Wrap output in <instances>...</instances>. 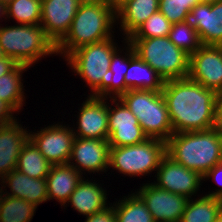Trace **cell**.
Returning a JSON list of instances; mask_svg holds the SVG:
<instances>
[{
	"label": "cell",
	"mask_w": 222,
	"mask_h": 222,
	"mask_svg": "<svg viewBox=\"0 0 222 222\" xmlns=\"http://www.w3.org/2000/svg\"><path fill=\"white\" fill-rule=\"evenodd\" d=\"M173 133L216 127L217 94L189 77L165 81L162 89Z\"/></svg>",
	"instance_id": "1"
},
{
	"label": "cell",
	"mask_w": 222,
	"mask_h": 222,
	"mask_svg": "<svg viewBox=\"0 0 222 222\" xmlns=\"http://www.w3.org/2000/svg\"><path fill=\"white\" fill-rule=\"evenodd\" d=\"M166 154L203 177L222 162V131L214 127L203 131L173 133L166 141Z\"/></svg>",
	"instance_id": "2"
},
{
	"label": "cell",
	"mask_w": 222,
	"mask_h": 222,
	"mask_svg": "<svg viewBox=\"0 0 222 222\" xmlns=\"http://www.w3.org/2000/svg\"><path fill=\"white\" fill-rule=\"evenodd\" d=\"M115 25L116 14L111 7L81 3L68 33L56 45L57 55L65 59L81 46L112 37Z\"/></svg>",
	"instance_id": "3"
},
{
	"label": "cell",
	"mask_w": 222,
	"mask_h": 222,
	"mask_svg": "<svg viewBox=\"0 0 222 222\" xmlns=\"http://www.w3.org/2000/svg\"><path fill=\"white\" fill-rule=\"evenodd\" d=\"M0 48L16 63L34 67L42 58L56 56V45L39 25L1 26Z\"/></svg>",
	"instance_id": "4"
},
{
	"label": "cell",
	"mask_w": 222,
	"mask_h": 222,
	"mask_svg": "<svg viewBox=\"0 0 222 222\" xmlns=\"http://www.w3.org/2000/svg\"><path fill=\"white\" fill-rule=\"evenodd\" d=\"M114 38L113 35L106 40L81 46L65 58L71 72L80 76L89 86V95L96 96L105 87L112 55L119 47H123L118 46Z\"/></svg>",
	"instance_id": "5"
},
{
	"label": "cell",
	"mask_w": 222,
	"mask_h": 222,
	"mask_svg": "<svg viewBox=\"0 0 222 222\" xmlns=\"http://www.w3.org/2000/svg\"><path fill=\"white\" fill-rule=\"evenodd\" d=\"M127 40L136 55L149 64L164 81L188 77L190 55L173 44L168 36Z\"/></svg>",
	"instance_id": "6"
},
{
	"label": "cell",
	"mask_w": 222,
	"mask_h": 222,
	"mask_svg": "<svg viewBox=\"0 0 222 222\" xmlns=\"http://www.w3.org/2000/svg\"><path fill=\"white\" fill-rule=\"evenodd\" d=\"M119 99L137 117L148 138L166 142L171 137L173 128L162 92L128 90Z\"/></svg>",
	"instance_id": "7"
},
{
	"label": "cell",
	"mask_w": 222,
	"mask_h": 222,
	"mask_svg": "<svg viewBox=\"0 0 222 222\" xmlns=\"http://www.w3.org/2000/svg\"><path fill=\"white\" fill-rule=\"evenodd\" d=\"M165 154L166 142L155 138L135 145L110 147L109 169L133 178L150 175L157 171Z\"/></svg>",
	"instance_id": "8"
},
{
	"label": "cell",
	"mask_w": 222,
	"mask_h": 222,
	"mask_svg": "<svg viewBox=\"0 0 222 222\" xmlns=\"http://www.w3.org/2000/svg\"><path fill=\"white\" fill-rule=\"evenodd\" d=\"M54 123L47 127L44 125L45 127L39 131L29 130V139L51 165L67 164L75 135L68 123L67 125L63 124V121Z\"/></svg>",
	"instance_id": "9"
},
{
	"label": "cell",
	"mask_w": 222,
	"mask_h": 222,
	"mask_svg": "<svg viewBox=\"0 0 222 222\" xmlns=\"http://www.w3.org/2000/svg\"><path fill=\"white\" fill-rule=\"evenodd\" d=\"M108 102H110L108 103L110 147L130 146L144 142L148 137L143 132L137 117L119 98H110V100L108 98Z\"/></svg>",
	"instance_id": "10"
},
{
	"label": "cell",
	"mask_w": 222,
	"mask_h": 222,
	"mask_svg": "<svg viewBox=\"0 0 222 222\" xmlns=\"http://www.w3.org/2000/svg\"><path fill=\"white\" fill-rule=\"evenodd\" d=\"M154 173L156 180L152 182L154 185L188 199L195 198L203 183L202 176L198 172L178 164L167 154L162 157Z\"/></svg>",
	"instance_id": "11"
},
{
	"label": "cell",
	"mask_w": 222,
	"mask_h": 222,
	"mask_svg": "<svg viewBox=\"0 0 222 222\" xmlns=\"http://www.w3.org/2000/svg\"><path fill=\"white\" fill-rule=\"evenodd\" d=\"M188 77L216 94L222 92V46L202 45L190 55Z\"/></svg>",
	"instance_id": "12"
},
{
	"label": "cell",
	"mask_w": 222,
	"mask_h": 222,
	"mask_svg": "<svg viewBox=\"0 0 222 222\" xmlns=\"http://www.w3.org/2000/svg\"><path fill=\"white\" fill-rule=\"evenodd\" d=\"M139 189V190H138ZM135 192L142 198L155 222H180L188 198L143 183Z\"/></svg>",
	"instance_id": "13"
},
{
	"label": "cell",
	"mask_w": 222,
	"mask_h": 222,
	"mask_svg": "<svg viewBox=\"0 0 222 222\" xmlns=\"http://www.w3.org/2000/svg\"><path fill=\"white\" fill-rule=\"evenodd\" d=\"M109 157L110 145L108 139L75 137L68 164L82 175L86 176V173L91 175L95 172H99L100 175L109 170Z\"/></svg>",
	"instance_id": "14"
},
{
	"label": "cell",
	"mask_w": 222,
	"mask_h": 222,
	"mask_svg": "<svg viewBox=\"0 0 222 222\" xmlns=\"http://www.w3.org/2000/svg\"><path fill=\"white\" fill-rule=\"evenodd\" d=\"M85 99L78 109L76 127H72L75 137L108 139V98L87 95Z\"/></svg>",
	"instance_id": "15"
},
{
	"label": "cell",
	"mask_w": 222,
	"mask_h": 222,
	"mask_svg": "<svg viewBox=\"0 0 222 222\" xmlns=\"http://www.w3.org/2000/svg\"><path fill=\"white\" fill-rule=\"evenodd\" d=\"M80 0H42L40 25L57 45L68 33Z\"/></svg>",
	"instance_id": "16"
},
{
	"label": "cell",
	"mask_w": 222,
	"mask_h": 222,
	"mask_svg": "<svg viewBox=\"0 0 222 222\" xmlns=\"http://www.w3.org/2000/svg\"><path fill=\"white\" fill-rule=\"evenodd\" d=\"M184 22L198 32L202 45L222 46V1L199 3Z\"/></svg>",
	"instance_id": "17"
},
{
	"label": "cell",
	"mask_w": 222,
	"mask_h": 222,
	"mask_svg": "<svg viewBox=\"0 0 222 222\" xmlns=\"http://www.w3.org/2000/svg\"><path fill=\"white\" fill-rule=\"evenodd\" d=\"M0 182L2 194L26 200L36 207L49 201L46 178H30L14 169ZM7 187L10 192L5 189Z\"/></svg>",
	"instance_id": "18"
},
{
	"label": "cell",
	"mask_w": 222,
	"mask_h": 222,
	"mask_svg": "<svg viewBox=\"0 0 222 222\" xmlns=\"http://www.w3.org/2000/svg\"><path fill=\"white\" fill-rule=\"evenodd\" d=\"M17 120L0 126V180L16 169L18 157L29 139V129Z\"/></svg>",
	"instance_id": "19"
},
{
	"label": "cell",
	"mask_w": 222,
	"mask_h": 222,
	"mask_svg": "<svg viewBox=\"0 0 222 222\" xmlns=\"http://www.w3.org/2000/svg\"><path fill=\"white\" fill-rule=\"evenodd\" d=\"M93 179V177L90 180L89 177L88 179H85V177L81 179L78 186L71 193L66 204L63 206L64 209L67 205L69 207L70 203L73 210H76L80 215L82 214L87 217L93 215L95 212L105 209L108 204H111L107 202V195L109 194H107L106 189L102 187L104 184Z\"/></svg>",
	"instance_id": "20"
},
{
	"label": "cell",
	"mask_w": 222,
	"mask_h": 222,
	"mask_svg": "<svg viewBox=\"0 0 222 222\" xmlns=\"http://www.w3.org/2000/svg\"><path fill=\"white\" fill-rule=\"evenodd\" d=\"M159 10V0H128L119 7L116 25L126 40L154 13ZM122 31V32H121Z\"/></svg>",
	"instance_id": "21"
},
{
	"label": "cell",
	"mask_w": 222,
	"mask_h": 222,
	"mask_svg": "<svg viewBox=\"0 0 222 222\" xmlns=\"http://www.w3.org/2000/svg\"><path fill=\"white\" fill-rule=\"evenodd\" d=\"M83 177L68 163L52 165L46 177L49 201L57 200L62 208Z\"/></svg>",
	"instance_id": "22"
},
{
	"label": "cell",
	"mask_w": 222,
	"mask_h": 222,
	"mask_svg": "<svg viewBox=\"0 0 222 222\" xmlns=\"http://www.w3.org/2000/svg\"><path fill=\"white\" fill-rule=\"evenodd\" d=\"M125 93L128 90H150L162 92L165 81L147 63L141 60L133 50L129 54V67L124 76Z\"/></svg>",
	"instance_id": "23"
},
{
	"label": "cell",
	"mask_w": 222,
	"mask_h": 222,
	"mask_svg": "<svg viewBox=\"0 0 222 222\" xmlns=\"http://www.w3.org/2000/svg\"><path fill=\"white\" fill-rule=\"evenodd\" d=\"M123 48H118L112 55L109 68V77L105 87L96 95L100 98H119L125 93L124 76L129 67V54L134 50L133 46L123 38ZM125 50V52H124Z\"/></svg>",
	"instance_id": "24"
},
{
	"label": "cell",
	"mask_w": 222,
	"mask_h": 222,
	"mask_svg": "<svg viewBox=\"0 0 222 222\" xmlns=\"http://www.w3.org/2000/svg\"><path fill=\"white\" fill-rule=\"evenodd\" d=\"M29 66L17 63L8 73L0 77V99L19 114L25 104L23 73ZM18 112V113H17Z\"/></svg>",
	"instance_id": "25"
},
{
	"label": "cell",
	"mask_w": 222,
	"mask_h": 222,
	"mask_svg": "<svg viewBox=\"0 0 222 222\" xmlns=\"http://www.w3.org/2000/svg\"><path fill=\"white\" fill-rule=\"evenodd\" d=\"M197 196L198 198L188 199L180 222H215L222 212V199L199 194Z\"/></svg>",
	"instance_id": "26"
},
{
	"label": "cell",
	"mask_w": 222,
	"mask_h": 222,
	"mask_svg": "<svg viewBox=\"0 0 222 222\" xmlns=\"http://www.w3.org/2000/svg\"><path fill=\"white\" fill-rule=\"evenodd\" d=\"M130 193L113 202L117 222H155L142 198L136 192Z\"/></svg>",
	"instance_id": "27"
},
{
	"label": "cell",
	"mask_w": 222,
	"mask_h": 222,
	"mask_svg": "<svg viewBox=\"0 0 222 222\" xmlns=\"http://www.w3.org/2000/svg\"><path fill=\"white\" fill-rule=\"evenodd\" d=\"M51 166L34 143L28 139L18 157L16 170L30 178H46Z\"/></svg>",
	"instance_id": "28"
},
{
	"label": "cell",
	"mask_w": 222,
	"mask_h": 222,
	"mask_svg": "<svg viewBox=\"0 0 222 222\" xmlns=\"http://www.w3.org/2000/svg\"><path fill=\"white\" fill-rule=\"evenodd\" d=\"M38 209L30 202L1 193L0 222H31Z\"/></svg>",
	"instance_id": "29"
},
{
	"label": "cell",
	"mask_w": 222,
	"mask_h": 222,
	"mask_svg": "<svg viewBox=\"0 0 222 222\" xmlns=\"http://www.w3.org/2000/svg\"><path fill=\"white\" fill-rule=\"evenodd\" d=\"M42 0H11L6 4V20L16 24L39 25Z\"/></svg>",
	"instance_id": "30"
},
{
	"label": "cell",
	"mask_w": 222,
	"mask_h": 222,
	"mask_svg": "<svg viewBox=\"0 0 222 222\" xmlns=\"http://www.w3.org/2000/svg\"><path fill=\"white\" fill-rule=\"evenodd\" d=\"M168 37L173 44L188 55L195 53L202 46L198 32L185 22L172 24Z\"/></svg>",
	"instance_id": "31"
},
{
	"label": "cell",
	"mask_w": 222,
	"mask_h": 222,
	"mask_svg": "<svg viewBox=\"0 0 222 222\" xmlns=\"http://www.w3.org/2000/svg\"><path fill=\"white\" fill-rule=\"evenodd\" d=\"M172 23L158 10L152 14L128 39L167 37Z\"/></svg>",
	"instance_id": "32"
},
{
	"label": "cell",
	"mask_w": 222,
	"mask_h": 222,
	"mask_svg": "<svg viewBox=\"0 0 222 222\" xmlns=\"http://www.w3.org/2000/svg\"><path fill=\"white\" fill-rule=\"evenodd\" d=\"M199 0H159V11L172 23L184 22L185 16Z\"/></svg>",
	"instance_id": "33"
},
{
	"label": "cell",
	"mask_w": 222,
	"mask_h": 222,
	"mask_svg": "<svg viewBox=\"0 0 222 222\" xmlns=\"http://www.w3.org/2000/svg\"><path fill=\"white\" fill-rule=\"evenodd\" d=\"M203 182L206 180L214 181L218 184L219 188L215 189V192L211 191L209 193H204L206 196L209 197H217L222 199V162L216 164L211 170H209L203 177Z\"/></svg>",
	"instance_id": "34"
},
{
	"label": "cell",
	"mask_w": 222,
	"mask_h": 222,
	"mask_svg": "<svg viewBox=\"0 0 222 222\" xmlns=\"http://www.w3.org/2000/svg\"><path fill=\"white\" fill-rule=\"evenodd\" d=\"M85 222H117L114 205L109 204L105 209L85 217Z\"/></svg>",
	"instance_id": "35"
},
{
	"label": "cell",
	"mask_w": 222,
	"mask_h": 222,
	"mask_svg": "<svg viewBox=\"0 0 222 222\" xmlns=\"http://www.w3.org/2000/svg\"><path fill=\"white\" fill-rule=\"evenodd\" d=\"M16 112L5 102L0 99V126L16 120Z\"/></svg>",
	"instance_id": "36"
},
{
	"label": "cell",
	"mask_w": 222,
	"mask_h": 222,
	"mask_svg": "<svg viewBox=\"0 0 222 222\" xmlns=\"http://www.w3.org/2000/svg\"><path fill=\"white\" fill-rule=\"evenodd\" d=\"M16 64L17 63L9 57L0 60V77L8 73Z\"/></svg>",
	"instance_id": "37"
},
{
	"label": "cell",
	"mask_w": 222,
	"mask_h": 222,
	"mask_svg": "<svg viewBox=\"0 0 222 222\" xmlns=\"http://www.w3.org/2000/svg\"><path fill=\"white\" fill-rule=\"evenodd\" d=\"M216 127L222 131V92L217 94Z\"/></svg>",
	"instance_id": "38"
},
{
	"label": "cell",
	"mask_w": 222,
	"mask_h": 222,
	"mask_svg": "<svg viewBox=\"0 0 222 222\" xmlns=\"http://www.w3.org/2000/svg\"><path fill=\"white\" fill-rule=\"evenodd\" d=\"M82 4H93L111 7V0H80Z\"/></svg>",
	"instance_id": "39"
},
{
	"label": "cell",
	"mask_w": 222,
	"mask_h": 222,
	"mask_svg": "<svg viewBox=\"0 0 222 222\" xmlns=\"http://www.w3.org/2000/svg\"><path fill=\"white\" fill-rule=\"evenodd\" d=\"M126 1L128 0H111V8L116 12Z\"/></svg>",
	"instance_id": "40"
},
{
	"label": "cell",
	"mask_w": 222,
	"mask_h": 222,
	"mask_svg": "<svg viewBox=\"0 0 222 222\" xmlns=\"http://www.w3.org/2000/svg\"><path fill=\"white\" fill-rule=\"evenodd\" d=\"M2 19L6 21V4L0 1V20L3 22Z\"/></svg>",
	"instance_id": "41"
},
{
	"label": "cell",
	"mask_w": 222,
	"mask_h": 222,
	"mask_svg": "<svg viewBox=\"0 0 222 222\" xmlns=\"http://www.w3.org/2000/svg\"><path fill=\"white\" fill-rule=\"evenodd\" d=\"M222 0H199L200 3L212 4Z\"/></svg>",
	"instance_id": "42"
},
{
	"label": "cell",
	"mask_w": 222,
	"mask_h": 222,
	"mask_svg": "<svg viewBox=\"0 0 222 222\" xmlns=\"http://www.w3.org/2000/svg\"><path fill=\"white\" fill-rule=\"evenodd\" d=\"M5 54L3 52V50L0 48V60H2L3 58H5Z\"/></svg>",
	"instance_id": "43"
},
{
	"label": "cell",
	"mask_w": 222,
	"mask_h": 222,
	"mask_svg": "<svg viewBox=\"0 0 222 222\" xmlns=\"http://www.w3.org/2000/svg\"><path fill=\"white\" fill-rule=\"evenodd\" d=\"M215 222H222V212H221L220 215L217 217V219L215 220Z\"/></svg>",
	"instance_id": "44"
},
{
	"label": "cell",
	"mask_w": 222,
	"mask_h": 222,
	"mask_svg": "<svg viewBox=\"0 0 222 222\" xmlns=\"http://www.w3.org/2000/svg\"><path fill=\"white\" fill-rule=\"evenodd\" d=\"M1 2H3V3H5V4H7L9 1H11V0H0Z\"/></svg>",
	"instance_id": "45"
}]
</instances>
